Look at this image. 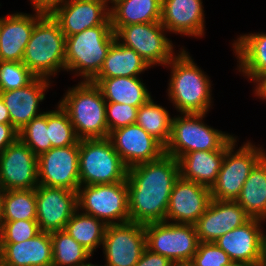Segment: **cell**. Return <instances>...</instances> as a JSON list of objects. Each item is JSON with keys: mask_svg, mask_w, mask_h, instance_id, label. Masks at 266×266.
<instances>
[{"mask_svg": "<svg viewBox=\"0 0 266 266\" xmlns=\"http://www.w3.org/2000/svg\"><path fill=\"white\" fill-rule=\"evenodd\" d=\"M179 176L178 160L166 153L156 160L128 168L130 221L144 225L164 222L169 198Z\"/></svg>", "mask_w": 266, "mask_h": 266, "instance_id": "1", "label": "cell"}, {"mask_svg": "<svg viewBox=\"0 0 266 266\" xmlns=\"http://www.w3.org/2000/svg\"><path fill=\"white\" fill-rule=\"evenodd\" d=\"M165 67L171 68L169 100L180 113L206 114L212 107L211 82L184 49Z\"/></svg>", "mask_w": 266, "mask_h": 266, "instance_id": "2", "label": "cell"}, {"mask_svg": "<svg viewBox=\"0 0 266 266\" xmlns=\"http://www.w3.org/2000/svg\"><path fill=\"white\" fill-rule=\"evenodd\" d=\"M58 103L67 112L77 137L107 138L106 101L101 89L91 81H80L68 88Z\"/></svg>", "mask_w": 266, "mask_h": 266, "instance_id": "3", "label": "cell"}, {"mask_svg": "<svg viewBox=\"0 0 266 266\" xmlns=\"http://www.w3.org/2000/svg\"><path fill=\"white\" fill-rule=\"evenodd\" d=\"M65 45L66 37L59 23L52 15L44 14L34 26L22 63L36 77H55L65 71Z\"/></svg>", "mask_w": 266, "mask_h": 266, "instance_id": "4", "label": "cell"}, {"mask_svg": "<svg viewBox=\"0 0 266 266\" xmlns=\"http://www.w3.org/2000/svg\"><path fill=\"white\" fill-rule=\"evenodd\" d=\"M115 40L111 24L87 28L66 37L65 70L75 71V76H81L83 81H92L99 74Z\"/></svg>", "mask_w": 266, "mask_h": 266, "instance_id": "5", "label": "cell"}, {"mask_svg": "<svg viewBox=\"0 0 266 266\" xmlns=\"http://www.w3.org/2000/svg\"><path fill=\"white\" fill-rule=\"evenodd\" d=\"M173 117L171 137L165 153L177 160L191 151L227 149L236 137L205 125L207 114L181 113ZM183 115V116H182Z\"/></svg>", "mask_w": 266, "mask_h": 266, "instance_id": "6", "label": "cell"}, {"mask_svg": "<svg viewBox=\"0 0 266 266\" xmlns=\"http://www.w3.org/2000/svg\"><path fill=\"white\" fill-rule=\"evenodd\" d=\"M80 185L110 184L127 180L128 167L110 139L79 140Z\"/></svg>", "mask_w": 266, "mask_h": 266, "instance_id": "7", "label": "cell"}, {"mask_svg": "<svg viewBox=\"0 0 266 266\" xmlns=\"http://www.w3.org/2000/svg\"><path fill=\"white\" fill-rule=\"evenodd\" d=\"M78 209L92 215L106 225L130 221L126 181L80 185L77 191Z\"/></svg>", "mask_w": 266, "mask_h": 266, "instance_id": "8", "label": "cell"}, {"mask_svg": "<svg viewBox=\"0 0 266 266\" xmlns=\"http://www.w3.org/2000/svg\"><path fill=\"white\" fill-rule=\"evenodd\" d=\"M236 143L237 140L225 151L218 178L210 188L212 199L236 201L251 170L266 154L249 141L235 151Z\"/></svg>", "mask_w": 266, "mask_h": 266, "instance_id": "9", "label": "cell"}, {"mask_svg": "<svg viewBox=\"0 0 266 266\" xmlns=\"http://www.w3.org/2000/svg\"><path fill=\"white\" fill-rule=\"evenodd\" d=\"M164 32L167 31L161 22H151L125 25L115 36L123 46L135 50L150 67L157 64L166 66L176 54L172 41Z\"/></svg>", "mask_w": 266, "mask_h": 266, "instance_id": "10", "label": "cell"}, {"mask_svg": "<svg viewBox=\"0 0 266 266\" xmlns=\"http://www.w3.org/2000/svg\"><path fill=\"white\" fill-rule=\"evenodd\" d=\"M144 229L146 248L171 261L192 259L200 243L192 224L152 222L145 224Z\"/></svg>", "mask_w": 266, "mask_h": 266, "instance_id": "11", "label": "cell"}, {"mask_svg": "<svg viewBox=\"0 0 266 266\" xmlns=\"http://www.w3.org/2000/svg\"><path fill=\"white\" fill-rule=\"evenodd\" d=\"M101 246L104 266H135L146 249L144 224L129 221L107 225Z\"/></svg>", "mask_w": 266, "mask_h": 266, "instance_id": "12", "label": "cell"}, {"mask_svg": "<svg viewBox=\"0 0 266 266\" xmlns=\"http://www.w3.org/2000/svg\"><path fill=\"white\" fill-rule=\"evenodd\" d=\"M79 142L76 145L51 148L38 156V183L48 187L78 191Z\"/></svg>", "mask_w": 266, "mask_h": 266, "instance_id": "13", "label": "cell"}, {"mask_svg": "<svg viewBox=\"0 0 266 266\" xmlns=\"http://www.w3.org/2000/svg\"><path fill=\"white\" fill-rule=\"evenodd\" d=\"M38 185V157L18 138L0 153L1 189L28 190Z\"/></svg>", "mask_w": 266, "mask_h": 266, "instance_id": "14", "label": "cell"}, {"mask_svg": "<svg viewBox=\"0 0 266 266\" xmlns=\"http://www.w3.org/2000/svg\"><path fill=\"white\" fill-rule=\"evenodd\" d=\"M37 223L40 231L52 233L65 229L78 209L77 192L38 185L35 188Z\"/></svg>", "mask_w": 266, "mask_h": 266, "instance_id": "15", "label": "cell"}, {"mask_svg": "<svg viewBox=\"0 0 266 266\" xmlns=\"http://www.w3.org/2000/svg\"><path fill=\"white\" fill-rule=\"evenodd\" d=\"M211 200L209 187L179 176L169 198L165 221L194 225Z\"/></svg>", "mask_w": 266, "mask_h": 266, "instance_id": "16", "label": "cell"}, {"mask_svg": "<svg viewBox=\"0 0 266 266\" xmlns=\"http://www.w3.org/2000/svg\"><path fill=\"white\" fill-rule=\"evenodd\" d=\"M108 138L128 168L165 153V147L136 123L111 131Z\"/></svg>", "mask_w": 266, "mask_h": 266, "instance_id": "17", "label": "cell"}, {"mask_svg": "<svg viewBox=\"0 0 266 266\" xmlns=\"http://www.w3.org/2000/svg\"><path fill=\"white\" fill-rule=\"evenodd\" d=\"M263 221L251 218L241 227L222 235L214 243L228 254L233 263L260 266L265 236L261 228Z\"/></svg>", "mask_w": 266, "mask_h": 266, "instance_id": "18", "label": "cell"}, {"mask_svg": "<svg viewBox=\"0 0 266 266\" xmlns=\"http://www.w3.org/2000/svg\"><path fill=\"white\" fill-rule=\"evenodd\" d=\"M250 219L251 217L236 201L212 199L194 226L199 242H214Z\"/></svg>", "mask_w": 266, "mask_h": 266, "instance_id": "19", "label": "cell"}, {"mask_svg": "<svg viewBox=\"0 0 266 266\" xmlns=\"http://www.w3.org/2000/svg\"><path fill=\"white\" fill-rule=\"evenodd\" d=\"M52 17L65 37L102 24H111L110 7L103 0H68Z\"/></svg>", "mask_w": 266, "mask_h": 266, "instance_id": "20", "label": "cell"}, {"mask_svg": "<svg viewBox=\"0 0 266 266\" xmlns=\"http://www.w3.org/2000/svg\"><path fill=\"white\" fill-rule=\"evenodd\" d=\"M51 82L47 78L36 77L30 84L10 91L0 92L10 115L11 125L19 132L34 117L41 115L39 102L45 99V91Z\"/></svg>", "mask_w": 266, "mask_h": 266, "instance_id": "21", "label": "cell"}, {"mask_svg": "<svg viewBox=\"0 0 266 266\" xmlns=\"http://www.w3.org/2000/svg\"><path fill=\"white\" fill-rule=\"evenodd\" d=\"M202 0H162L161 24L172 33L201 37L205 32Z\"/></svg>", "mask_w": 266, "mask_h": 266, "instance_id": "22", "label": "cell"}, {"mask_svg": "<svg viewBox=\"0 0 266 266\" xmlns=\"http://www.w3.org/2000/svg\"><path fill=\"white\" fill-rule=\"evenodd\" d=\"M43 15L39 12L33 15L16 12L6 17H0L1 61H23L24 51L34 26Z\"/></svg>", "mask_w": 266, "mask_h": 266, "instance_id": "23", "label": "cell"}, {"mask_svg": "<svg viewBox=\"0 0 266 266\" xmlns=\"http://www.w3.org/2000/svg\"><path fill=\"white\" fill-rule=\"evenodd\" d=\"M2 266H52L50 233L40 232L19 243H0Z\"/></svg>", "mask_w": 266, "mask_h": 266, "instance_id": "24", "label": "cell"}, {"mask_svg": "<svg viewBox=\"0 0 266 266\" xmlns=\"http://www.w3.org/2000/svg\"><path fill=\"white\" fill-rule=\"evenodd\" d=\"M226 149L213 151H191L178 159L180 176L195 183L211 188L218 173Z\"/></svg>", "mask_w": 266, "mask_h": 266, "instance_id": "25", "label": "cell"}, {"mask_svg": "<svg viewBox=\"0 0 266 266\" xmlns=\"http://www.w3.org/2000/svg\"><path fill=\"white\" fill-rule=\"evenodd\" d=\"M232 46L239 72L255 84L266 73V33L241 35Z\"/></svg>", "mask_w": 266, "mask_h": 266, "instance_id": "26", "label": "cell"}, {"mask_svg": "<svg viewBox=\"0 0 266 266\" xmlns=\"http://www.w3.org/2000/svg\"><path fill=\"white\" fill-rule=\"evenodd\" d=\"M91 82L101 89L106 102L140 107L152 98L140 77L94 78Z\"/></svg>", "mask_w": 266, "mask_h": 266, "instance_id": "27", "label": "cell"}, {"mask_svg": "<svg viewBox=\"0 0 266 266\" xmlns=\"http://www.w3.org/2000/svg\"><path fill=\"white\" fill-rule=\"evenodd\" d=\"M162 0H120L110 7V20L116 33L131 24L160 22Z\"/></svg>", "mask_w": 266, "mask_h": 266, "instance_id": "28", "label": "cell"}, {"mask_svg": "<svg viewBox=\"0 0 266 266\" xmlns=\"http://www.w3.org/2000/svg\"><path fill=\"white\" fill-rule=\"evenodd\" d=\"M148 68L151 67L135 50L115 40L95 78L139 77Z\"/></svg>", "mask_w": 266, "mask_h": 266, "instance_id": "29", "label": "cell"}, {"mask_svg": "<svg viewBox=\"0 0 266 266\" xmlns=\"http://www.w3.org/2000/svg\"><path fill=\"white\" fill-rule=\"evenodd\" d=\"M251 218L266 219V154L256 163L236 199Z\"/></svg>", "mask_w": 266, "mask_h": 266, "instance_id": "30", "label": "cell"}, {"mask_svg": "<svg viewBox=\"0 0 266 266\" xmlns=\"http://www.w3.org/2000/svg\"><path fill=\"white\" fill-rule=\"evenodd\" d=\"M106 228L107 225L101 220L77 209L64 230L93 255L103 242Z\"/></svg>", "mask_w": 266, "mask_h": 266, "instance_id": "31", "label": "cell"}, {"mask_svg": "<svg viewBox=\"0 0 266 266\" xmlns=\"http://www.w3.org/2000/svg\"><path fill=\"white\" fill-rule=\"evenodd\" d=\"M36 219L35 189L2 190L0 196V222Z\"/></svg>", "mask_w": 266, "mask_h": 266, "instance_id": "32", "label": "cell"}, {"mask_svg": "<svg viewBox=\"0 0 266 266\" xmlns=\"http://www.w3.org/2000/svg\"><path fill=\"white\" fill-rule=\"evenodd\" d=\"M172 119L169 111L151 98L138 108L136 124L165 147L171 137Z\"/></svg>", "mask_w": 266, "mask_h": 266, "instance_id": "33", "label": "cell"}, {"mask_svg": "<svg viewBox=\"0 0 266 266\" xmlns=\"http://www.w3.org/2000/svg\"><path fill=\"white\" fill-rule=\"evenodd\" d=\"M52 240V266H78L86 263L92 256L81 244L65 230L50 233Z\"/></svg>", "mask_w": 266, "mask_h": 266, "instance_id": "34", "label": "cell"}, {"mask_svg": "<svg viewBox=\"0 0 266 266\" xmlns=\"http://www.w3.org/2000/svg\"><path fill=\"white\" fill-rule=\"evenodd\" d=\"M47 128L52 148L76 145V135L67 112L58 103L57 110L47 111Z\"/></svg>", "mask_w": 266, "mask_h": 266, "instance_id": "35", "label": "cell"}, {"mask_svg": "<svg viewBox=\"0 0 266 266\" xmlns=\"http://www.w3.org/2000/svg\"><path fill=\"white\" fill-rule=\"evenodd\" d=\"M18 138L38 157L52 148L47 128V112L34 117L18 132Z\"/></svg>", "mask_w": 266, "mask_h": 266, "instance_id": "36", "label": "cell"}, {"mask_svg": "<svg viewBox=\"0 0 266 266\" xmlns=\"http://www.w3.org/2000/svg\"><path fill=\"white\" fill-rule=\"evenodd\" d=\"M35 78L22 62H0V92L19 89L30 84Z\"/></svg>", "mask_w": 266, "mask_h": 266, "instance_id": "37", "label": "cell"}, {"mask_svg": "<svg viewBox=\"0 0 266 266\" xmlns=\"http://www.w3.org/2000/svg\"><path fill=\"white\" fill-rule=\"evenodd\" d=\"M36 220L0 222V243H19L39 234Z\"/></svg>", "mask_w": 266, "mask_h": 266, "instance_id": "38", "label": "cell"}, {"mask_svg": "<svg viewBox=\"0 0 266 266\" xmlns=\"http://www.w3.org/2000/svg\"><path fill=\"white\" fill-rule=\"evenodd\" d=\"M139 107L106 102V121L109 133L120 127L135 124Z\"/></svg>", "mask_w": 266, "mask_h": 266, "instance_id": "39", "label": "cell"}, {"mask_svg": "<svg viewBox=\"0 0 266 266\" xmlns=\"http://www.w3.org/2000/svg\"><path fill=\"white\" fill-rule=\"evenodd\" d=\"M192 261L195 266H229L233 263L214 242H200Z\"/></svg>", "mask_w": 266, "mask_h": 266, "instance_id": "40", "label": "cell"}, {"mask_svg": "<svg viewBox=\"0 0 266 266\" xmlns=\"http://www.w3.org/2000/svg\"><path fill=\"white\" fill-rule=\"evenodd\" d=\"M171 263L170 259L146 248L135 266H170Z\"/></svg>", "mask_w": 266, "mask_h": 266, "instance_id": "41", "label": "cell"}, {"mask_svg": "<svg viewBox=\"0 0 266 266\" xmlns=\"http://www.w3.org/2000/svg\"><path fill=\"white\" fill-rule=\"evenodd\" d=\"M18 139V131L11 124L0 123V153Z\"/></svg>", "mask_w": 266, "mask_h": 266, "instance_id": "42", "label": "cell"}, {"mask_svg": "<svg viewBox=\"0 0 266 266\" xmlns=\"http://www.w3.org/2000/svg\"><path fill=\"white\" fill-rule=\"evenodd\" d=\"M35 12L42 14H52L58 7L68 0H30Z\"/></svg>", "mask_w": 266, "mask_h": 266, "instance_id": "43", "label": "cell"}, {"mask_svg": "<svg viewBox=\"0 0 266 266\" xmlns=\"http://www.w3.org/2000/svg\"><path fill=\"white\" fill-rule=\"evenodd\" d=\"M254 94L260 99L266 100V73L263 74L256 82Z\"/></svg>", "mask_w": 266, "mask_h": 266, "instance_id": "44", "label": "cell"}, {"mask_svg": "<svg viewBox=\"0 0 266 266\" xmlns=\"http://www.w3.org/2000/svg\"><path fill=\"white\" fill-rule=\"evenodd\" d=\"M0 123L11 124L10 115L7 107L4 104V101L0 97Z\"/></svg>", "mask_w": 266, "mask_h": 266, "instance_id": "45", "label": "cell"}, {"mask_svg": "<svg viewBox=\"0 0 266 266\" xmlns=\"http://www.w3.org/2000/svg\"><path fill=\"white\" fill-rule=\"evenodd\" d=\"M170 266H195V264L192 261V259H187V260H175V261H172Z\"/></svg>", "mask_w": 266, "mask_h": 266, "instance_id": "46", "label": "cell"}, {"mask_svg": "<svg viewBox=\"0 0 266 266\" xmlns=\"http://www.w3.org/2000/svg\"><path fill=\"white\" fill-rule=\"evenodd\" d=\"M260 266H266V235L264 236L263 241L262 260Z\"/></svg>", "mask_w": 266, "mask_h": 266, "instance_id": "47", "label": "cell"}, {"mask_svg": "<svg viewBox=\"0 0 266 266\" xmlns=\"http://www.w3.org/2000/svg\"><path fill=\"white\" fill-rule=\"evenodd\" d=\"M103 1L108 5V7H109V4L111 3L112 5H110V6L112 7L114 4H116L120 0H103Z\"/></svg>", "mask_w": 266, "mask_h": 266, "instance_id": "48", "label": "cell"}, {"mask_svg": "<svg viewBox=\"0 0 266 266\" xmlns=\"http://www.w3.org/2000/svg\"><path fill=\"white\" fill-rule=\"evenodd\" d=\"M78 266H99V265H94V264H91L90 262H86L84 264H81V265H78ZM100 266H103V265H100Z\"/></svg>", "mask_w": 266, "mask_h": 266, "instance_id": "49", "label": "cell"}, {"mask_svg": "<svg viewBox=\"0 0 266 266\" xmlns=\"http://www.w3.org/2000/svg\"><path fill=\"white\" fill-rule=\"evenodd\" d=\"M229 266H242L241 264H238V263H232L231 265Z\"/></svg>", "mask_w": 266, "mask_h": 266, "instance_id": "50", "label": "cell"}]
</instances>
